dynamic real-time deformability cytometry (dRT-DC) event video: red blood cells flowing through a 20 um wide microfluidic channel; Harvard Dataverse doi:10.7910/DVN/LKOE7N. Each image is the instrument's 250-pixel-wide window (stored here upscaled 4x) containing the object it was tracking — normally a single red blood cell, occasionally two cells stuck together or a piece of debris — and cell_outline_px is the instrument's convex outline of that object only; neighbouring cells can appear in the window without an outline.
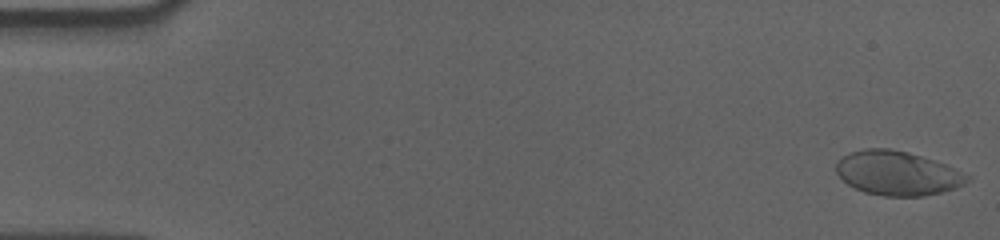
{"species": "human", "species_latin": "Homo sapiens", "temperature_condition": "cold", "stored_images_in_passage": 57, "camera_frame_rate_fps": 3000, "um_per_image_px": 0.085, "donor": {"sex": "male"}, "frame": {"image": 1, "passage_image": 1, "time_ms": 0.0, "image_size_px": [1000, 240], "cell_outline_px": [[972, 180], [956, 188], [924, 196], [884, 196], [864, 192], [848, 184], [836, 172], [836, 164], [844, 156], [852, 152], [864, 148], [888, 148], [908, 152], [948, 164], [972, 176]], "centroid_in_image_um": [76.35, 14.72], "position_along_channel_um": 8.6, "area_um2": 33.87}}
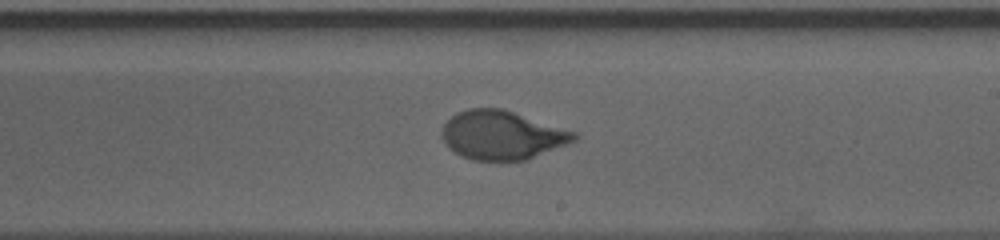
{"frame": {"image": 2, "passage_image": 34, "time_ms": 11.0, "image_size_px": [1000, 240], "cell_outline_px": [[580, 136], [576, 140], [528, 160], [472, 160], [460, 156], [448, 148], [440, 136], [440, 132], [444, 124], [456, 112], [468, 108], [504, 108], [576, 132]], "centroid_in_image_um": [42.65, 11.48], "position_along_channel_um": 246.3, "area_um2": 37.97}}
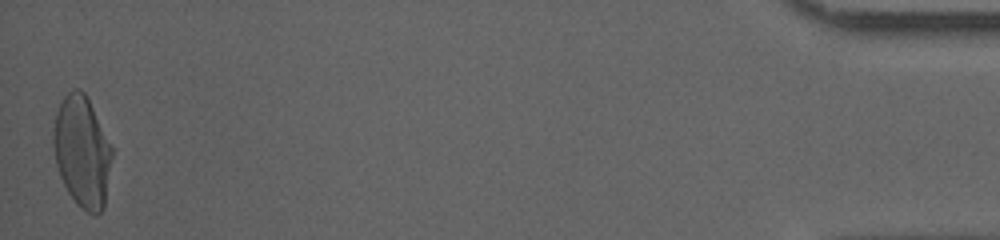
{"frame": {"image": 3, "passage_image": 57, "time_ms": 18.667, "image_size_px": [1000, 240], "cell_outline_px": [[112, 156], [104, 208], [96, 216], [80, 208], [76, 204], [68, 192], [60, 176], [56, 164], [52, 144], [52, 128], [56, 112], [64, 96], [72, 88], [80, 88], [84, 92], [112, 144]], "centroid_in_image_um": [6.97, 12.88], "position_along_channel_um": 428.2, "area_um2": 38.32}, "authors_computed_cell_mechanics": {"area_um2": 37.1654, "velocity_mm_per_s": 3.5511, "shape_relaxation_time_tau1_ms": 4.514, "shape_relaxation_time_tau2_ms": null, "deformation_change_tau1": 0.1834, "deformation_change_tau2": null}}